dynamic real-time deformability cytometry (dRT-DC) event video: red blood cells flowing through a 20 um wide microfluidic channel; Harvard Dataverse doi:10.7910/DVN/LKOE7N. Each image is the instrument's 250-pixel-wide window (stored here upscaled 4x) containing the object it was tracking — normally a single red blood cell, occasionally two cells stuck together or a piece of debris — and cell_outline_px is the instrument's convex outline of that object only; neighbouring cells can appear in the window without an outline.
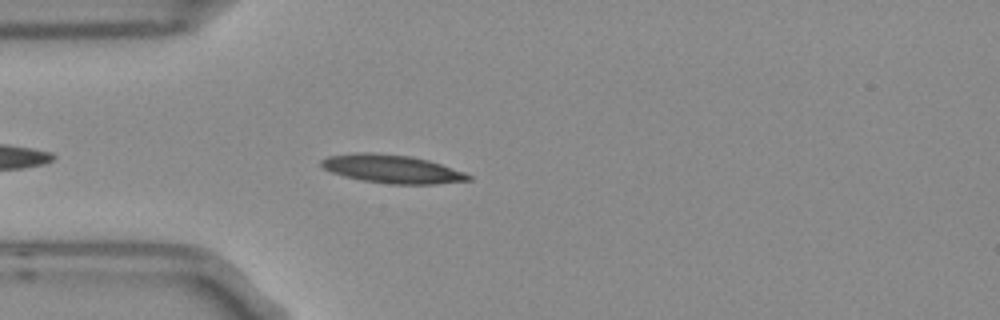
{"species": "Egyptian fruit bat (a non-hibernating species)", "species_latin": "Rousettus aegyptiacus", "temperature_condition": "room temperature", "stored_images_in_passage": 4, "camera_frame_rate_fps": 3000, "um_per_image_px": 0.085, "frame": {"image": 1, "passage_image": 4, "time_ms": 1.0, "image_size_px": [1000, 320], "cell_outline_px": [[472, 180], [436, 184], [392, 184], [360, 180], [344, 176], [332, 172], [324, 168], [320, 164], [320, 160], [328, 156], [360, 152], [368, 152], [412, 156], [428, 160], [464, 172], [472, 176]], "centroid_in_image_um": [33.32, 14.36], "position_along_channel_um": 51.7, "area_um2": 24.22}}